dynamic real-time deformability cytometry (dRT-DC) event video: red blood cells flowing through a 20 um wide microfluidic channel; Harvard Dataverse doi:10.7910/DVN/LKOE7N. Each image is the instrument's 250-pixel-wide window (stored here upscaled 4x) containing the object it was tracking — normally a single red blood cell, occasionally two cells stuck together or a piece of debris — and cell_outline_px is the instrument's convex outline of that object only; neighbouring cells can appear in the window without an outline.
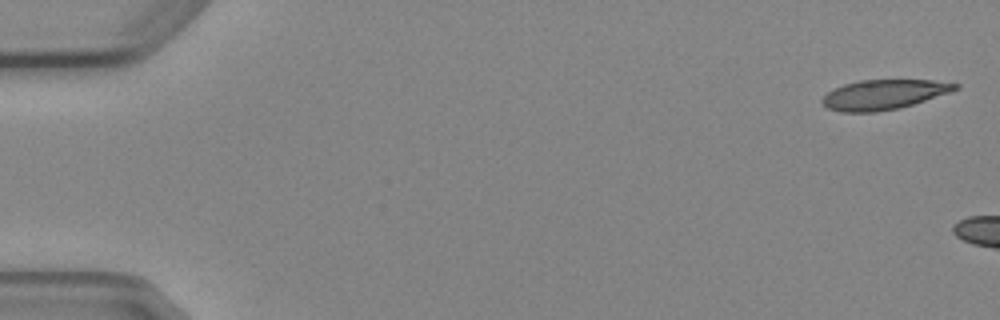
{"species": "Egyptian fruit bat (a non-hibernating species)", "species_latin": "Rousettus aegyptiacus", "temperature_condition": "cold", "stored_images_in_passage": 3, "camera_frame_rate_fps": 3000, "um_per_image_px": 0.085, "animal": {"sex": "female"}, "frame": {"image": 1, "passage_image": 1, "time_ms": 0.0, "image_size_px": [1000, 320], "cell_outline_px": [[960, 88], [900, 108], [876, 112], [840, 112], [828, 108], [820, 100], [828, 92], [844, 84], [860, 80], [932, 80], [960, 84]], "centroid_in_image_um": [75.1, 8.04], "position_along_channel_um": 9.9, "area_um2": 22.83}}